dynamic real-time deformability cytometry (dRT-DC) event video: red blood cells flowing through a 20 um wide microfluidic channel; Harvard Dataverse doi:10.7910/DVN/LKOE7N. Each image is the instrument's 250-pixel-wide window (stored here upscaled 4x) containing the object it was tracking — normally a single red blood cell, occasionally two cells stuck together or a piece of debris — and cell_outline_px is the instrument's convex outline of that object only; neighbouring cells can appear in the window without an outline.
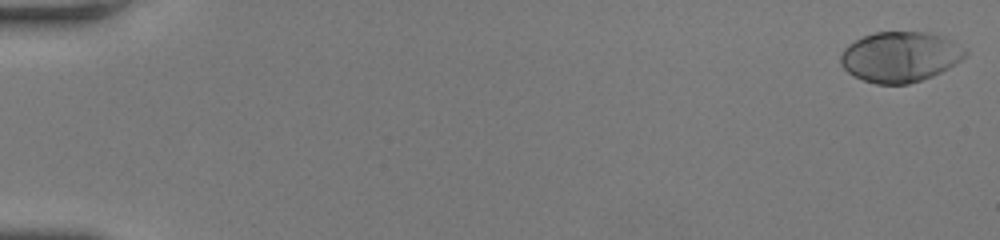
{"species": "human", "species_latin": "Homo sapiens", "temperature_condition": "room temperature", "stored_images_in_passage": 55, "camera_frame_rate_fps": 3000, "um_per_image_px": 0.085, "donor": {"sex": "female"}, "frame": {"image": 1, "passage_image": 1, "time_ms": 0.0, "image_size_px": [1000, 240], "cell_outline_px": [[968, 52], [960, 60], [948, 68], [932, 76], [908, 84], [876, 84], [864, 80], [848, 72], [840, 64], [840, 56], [844, 48], [848, 44], [864, 36], [876, 32], [932, 32], [944, 36], [968, 48]], "centroid_in_image_um": [76.54, 4.81], "position_along_channel_um": 8.5, "area_um2": 36.65}}
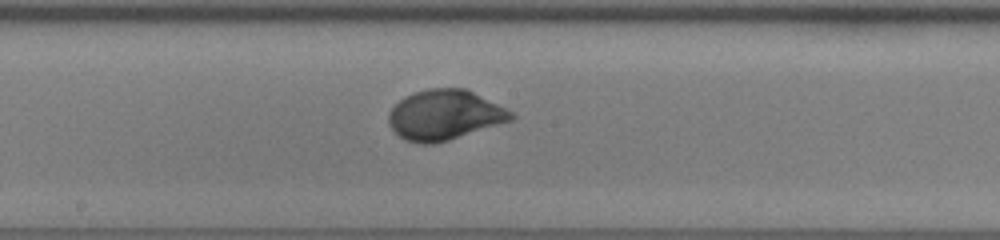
{"frame": {"image": 2, "passage_image": 31, "time_ms": 10.0, "image_size_px": [1000, 240], "cell_outline_px": [[516, 116], [512, 120], [448, 140], [432, 144], [420, 144], [404, 140], [388, 124], [388, 112], [404, 96], [428, 88], [468, 88], [512, 112]], "centroid_in_image_um": [37.77, 9.76], "position_along_channel_um": 210.4, "area_um2": 35.6}}
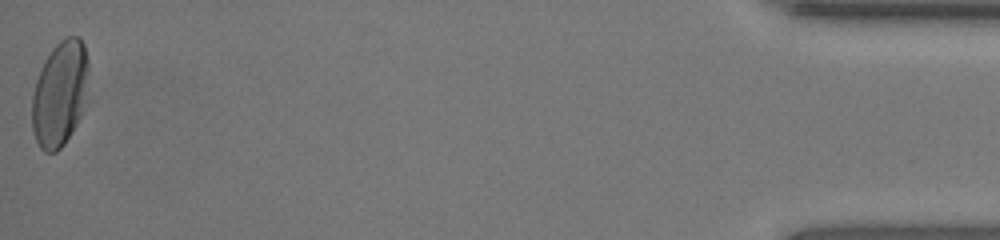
{"frame": {"image": 3, "passage_image": 55, "time_ms": 18.0, "image_size_px": [1000, 240], "cell_outline_px": [[88, 68], [80, 116], [76, 124], [64, 144], [56, 152], [44, 152], [40, 148], [32, 132], [32, 96], [36, 80], [40, 68], [52, 48], [60, 40], [68, 36], [76, 36], [84, 44], [88, 60]], "centroid_in_image_um": [5.04, 7.96], "position_along_channel_um": 430.2, "area_um2": 34.22}, "authors_computed_cell_mechanics": {"area_um2": 34.969, "velocity_mm_per_s": 3.8401, "shape_relaxation_time_tau1_ms": 2.7559, "shape_relaxation_time_tau2_ms": null, "deformation_change_tau1": 0.1805, "deformation_change_tau2": null}}